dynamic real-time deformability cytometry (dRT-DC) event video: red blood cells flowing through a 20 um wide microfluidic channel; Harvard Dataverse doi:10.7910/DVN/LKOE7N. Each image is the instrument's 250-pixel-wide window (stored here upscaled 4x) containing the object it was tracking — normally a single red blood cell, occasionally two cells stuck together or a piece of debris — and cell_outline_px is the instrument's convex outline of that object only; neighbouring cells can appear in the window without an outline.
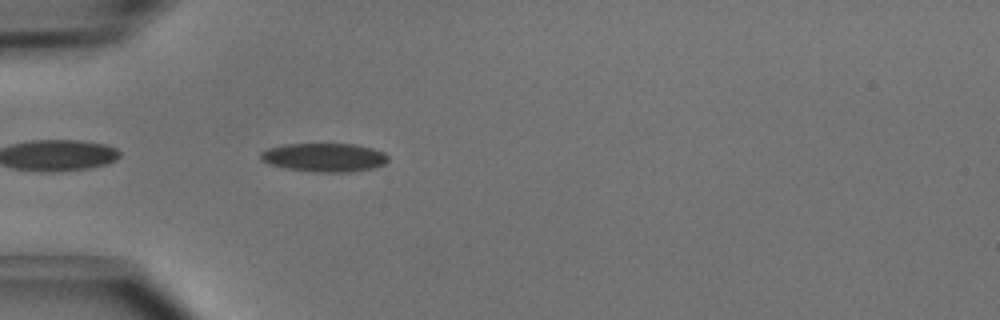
{"species": "common noctule bat (a hibernating species)", "species_latin": "Nyctalus noctula", "temperature_condition": "cold", "stored_images_in_passage": 5, "camera_frame_rate_fps": 3000, "um_per_image_px": 0.085, "animal": {"sex": "male", "body_mass_g": 15.6}, "frame": {"image": 1, "passage_image": 2, "time_ms": 0.333, "image_size_px": [1000, 320], "cell_outline_px": [[388, 160], [384, 164], [372, 168], [348, 172], [312, 172], [284, 168], [268, 164], [260, 160], [260, 152], [268, 148], [284, 144], [352, 144], [372, 148], [384, 152], [388, 156]], "centroid_in_image_um": [27.52, 13.38], "position_along_channel_um": 57.5, "area_um2": 21.39}}